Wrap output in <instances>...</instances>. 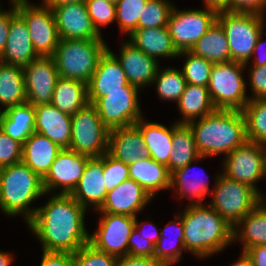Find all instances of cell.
<instances>
[{
	"label": "cell",
	"instance_id": "cell-4",
	"mask_svg": "<svg viewBox=\"0 0 266 266\" xmlns=\"http://www.w3.org/2000/svg\"><path fill=\"white\" fill-rule=\"evenodd\" d=\"M44 195L42 178L22 161L0 169V209L6 216L23 215L28 223L38 209L29 205Z\"/></svg>",
	"mask_w": 266,
	"mask_h": 266
},
{
	"label": "cell",
	"instance_id": "cell-58",
	"mask_svg": "<svg viewBox=\"0 0 266 266\" xmlns=\"http://www.w3.org/2000/svg\"><path fill=\"white\" fill-rule=\"evenodd\" d=\"M13 258L11 253L0 251V266H10Z\"/></svg>",
	"mask_w": 266,
	"mask_h": 266
},
{
	"label": "cell",
	"instance_id": "cell-42",
	"mask_svg": "<svg viewBox=\"0 0 266 266\" xmlns=\"http://www.w3.org/2000/svg\"><path fill=\"white\" fill-rule=\"evenodd\" d=\"M148 0H118L116 3V22L122 33L131 34L138 29V21Z\"/></svg>",
	"mask_w": 266,
	"mask_h": 266
},
{
	"label": "cell",
	"instance_id": "cell-51",
	"mask_svg": "<svg viewBox=\"0 0 266 266\" xmlns=\"http://www.w3.org/2000/svg\"><path fill=\"white\" fill-rule=\"evenodd\" d=\"M11 10H2L0 7V54L5 48L8 38L10 21L17 14L16 4H12Z\"/></svg>",
	"mask_w": 266,
	"mask_h": 266
},
{
	"label": "cell",
	"instance_id": "cell-43",
	"mask_svg": "<svg viewBox=\"0 0 266 266\" xmlns=\"http://www.w3.org/2000/svg\"><path fill=\"white\" fill-rule=\"evenodd\" d=\"M117 258L96 249L90 243L73 253V266H116Z\"/></svg>",
	"mask_w": 266,
	"mask_h": 266
},
{
	"label": "cell",
	"instance_id": "cell-10",
	"mask_svg": "<svg viewBox=\"0 0 266 266\" xmlns=\"http://www.w3.org/2000/svg\"><path fill=\"white\" fill-rule=\"evenodd\" d=\"M217 14V9L208 6H205L204 10H178L173 6L167 28L176 50L190 51L217 21Z\"/></svg>",
	"mask_w": 266,
	"mask_h": 266
},
{
	"label": "cell",
	"instance_id": "cell-7",
	"mask_svg": "<svg viewBox=\"0 0 266 266\" xmlns=\"http://www.w3.org/2000/svg\"><path fill=\"white\" fill-rule=\"evenodd\" d=\"M214 190L212 189L211 206L232 227L253 210L262 196L249 185L217 174Z\"/></svg>",
	"mask_w": 266,
	"mask_h": 266
},
{
	"label": "cell",
	"instance_id": "cell-56",
	"mask_svg": "<svg viewBox=\"0 0 266 266\" xmlns=\"http://www.w3.org/2000/svg\"><path fill=\"white\" fill-rule=\"evenodd\" d=\"M86 0H43L45 6L53 9L54 7L61 6L64 4H73V3H85Z\"/></svg>",
	"mask_w": 266,
	"mask_h": 266
},
{
	"label": "cell",
	"instance_id": "cell-47",
	"mask_svg": "<svg viewBox=\"0 0 266 266\" xmlns=\"http://www.w3.org/2000/svg\"><path fill=\"white\" fill-rule=\"evenodd\" d=\"M155 245L134 228L128 240V255L154 257Z\"/></svg>",
	"mask_w": 266,
	"mask_h": 266
},
{
	"label": "cell",
	"instance_id": "cell-44",
	"mask_svg": "<svg viewBox=\"0 0 266 266\" xmlns=\"http://www.w3.org/2000/svg\"><path fill=\"white\" fill-rule=\"evenodd\" d=\"M85 3L94 28L102 35L100 28L116 20V4L108 0H86Z\"/></svg>",
	"mask_w": 266,
	"mask_h": 266
},
{
	"label": "cell",
	"instance_id": "cell-19",
	"mask_svg": "<svg viewBox=\"0 0 266 266\" xmlns=\"http://www.w3.org/2000/svg\"><path fill=\"white\" fill-rule=\"evenodd\" d=\"M127 84L129 82L120 62L107 49L100 57L97 68L87 84L88 102L94 105L101 97H104V92L124 90Z\"/></svg>",
	"mask_w": 266,
	"mask_h": 266
},
{
	"label": "cell",
	"instance_id": "cell-57",
	"mask_svg": "<svg viewBox=\"0 0 266 266\" xmlns=\"http://www.w3.org/2000/svg\"><path fill=\"white\" fill-rule=\"evenodd\" d=\"M227 2L228 0H204V6L227 11Z\"/></svg>",
	"mask_w": 266,
	"mask_h": 266
},
{
	"label": "cell",
	"instance_id": "cell-38",
	"mask_svg": "<svg viewBox=\"0 0 266 266\" xmlns=\"http://www.w3.org/2000/svg\"><path fill=\"white\" fill-rule=\"evenodd\" d=\"M242 113L247 140L266 146V98L250 99Z\"/></svg>",
	"mask_w": 266,
	"mask_h": 266
},
{
	"label": "cell",
	"instance_id": "cell-35",
	"mask_svg": "<svg viewBox=\"0 0 266 266\" xmlns=\"http://www.w3.org/2000/svg\"><path fill=\"white\" fill-rule=\"evenodd\" d=\"M27 102L23 67L0 62V104L5 111Z\"/></svg>",
	"mask_w": 266,
	"mask_h": 266
},
{
	"label": "cell",
	"instance_id": "cell-1",
	"mask_svg": "<svg viewBox=\"0 0 266 266\" xmlns=\"http://www.w3.org/2000/svg\"><path fill=\"white\" fill-rule=\"evenodd\" d=\"M86 211L70 194L55 193L38 207L27 225L41 242L42 251L76 253L89 243Z\"/></svg>",
	"mask_w": 266,
	"mask_h": 266
},
{
	"label": "cell",
	"instance_id": "cell-14",
	"mask_svg": "<svg viewBox=\"0 0 266 266\" xmlns=\"http://www.w3.org/2000/svg\"><path fill=\"white\" fill-rule=\"evenodd\" d=\"M98 222L95 232L89 235V243L116 258L128 255V240L135 226V217L101 213Z\"/></svg>",
	"mask_w": 266,
	"mask_h": 266
},
{
	"label": "cell",
	"instance_id": "cell-32",
	"mask_svg": "<svg viewBox=\"0 0 266 266\" xmlns=\"http://www.w3.org/2000/svg\"><path fill=\"white\" fill-rule=\"evenodd\" d=\"M177 106L183 118L177 122L178 124H188L216 110L208 87L193 84H186L184 92L177 102Z\"/></svg>",
	"mask_w": 266,
	"mask_h": 266
},
{
	"label": "cell",
	"instance_id": "cell-23",
	"mask_svg": "<svg viewBox=\"0 0 266 266\" xmlns=\"http://www.w3.org/2000/svg\"><path fill=\"white\" fill-rule=\"evenodd\" d=\"M108 153L126 165L150 157L140 129L135 124L110 130Z\"/></svg>",
	"mask_w": 266,
	"mask_h": 266
},
{
	"label": "cell",
	"instance_id": "cell-48",
	"mask_svg": "<svg viewBox=\"0 0 266 266\" xmlns=\"http://www.w3.org/2000/svg\"><path fill=\"white\" fill-rule=\"evenodd\" d=\"M249 71L248 76L253 94L250 99L266 98V65L252 66Z\"/></svg>",
	"mask_w": 266,
	"mask_h": 266
},
{
	"label": "cell",
	"instance_id": "cell-8",
	"mask_svg": "<svg viewBox=\"0 0 266 266\" xmlns=\"http://www.w3.org/2000/svg\"><path fill=\"white\" fill-rule=\"evenodd\" d=\"M245 68V64L234 61L213 65L207 87L216 109L242 111L249 102L242 76Z\"/></svg>",
	"mask_w": 266,
	"mask_h": 266
},
{
	"label": "cell",
	"instance_id": "cell-34",
	"mask_svg": "<svg viewBox=\"0 0 266 266\" xmlns=\"http://www.w3.org/2000/svg\"><path fill=\"white\" fill-rule=\"evenodd\" d=\"M190 52L213 64L231 61L228 40L222 26L217 21L196 42Z\"/></svg>",
	"mask_w": 266,
	"mask_h": 266
},
{
	"label": "cell",
	"instance_id": "cell-31",
	"mask_svg": "<svg viewBox=\"0 0 266 266\" xmlns=\"http://www.w3.org/2000/svg\"><path fill=\"white\" fill-rule=\"evenodd\" d=\"M88 103V90L85 82L58 77L51 102L53 106L72 116Z\"/></svg>",
	"mask_w": 266,
	"mask_h": 266
},
{
	"label": "cell",
	"instance_id": "cell-45",
	"mask_svg": "<svg viewBox=\"0 0 266 266\" xmlns=\"http://www.w3.org/2000/svg\"><path fill=\"white\" fill-rule=\"evenodd\" d=\"M103 174L107 192L130 178L128 165L116 160L108 152L103 154Z\"/></svg>",
	"mask_w": 266,
	"mask_h": 266
},
{
	"label": "cell",
	"instance_id": "cell-46",
	"mask_svg": "<svg viewBox=\"0 0 266 266\" xmlns=\"http://www.w3.org/2000/svg\"><path fill=\"white\" fill-rule=\"evenodd\" d=\"M22 145L0 129V169L21 162Z\"/></svg>",
	"mask_w": 266,
	"mask_h": 266
},
{
	"label": "cell",
	"instance_id": "cell-41",
	"mask_svg": "<svg viewBox=\"0 0 266 266\" xmlns=\"http://www.w3.org/2000/svg\"><path fill=\"white\" fill-rule=\"evenodd\" d=\"M169 0H148L138 21V29L164 27L173 8Z\"/></svg>",
	"mask_w": 266,
	"mask_h": 266
},
{
	"label": "cell",
	"instance_id": "cell-20",
	"mask_svg": "<svg viewBox=\"0 0 266 266\" xmlns=\"http://www.w3.org/2000/svg\"><path fill=\"white\" fill-rule=\"evenodd\" d=\"M70 195L86 209L92 206L96 211L102 206L107 196L103 155L88 159L83 175Z\"/></svg>",
	"mask_w": 266,
	"mask_h": 266
},
{
	"label": "cell",
	"instance_id": "cell-50",
	"mask_svg": "<svg viewBox=\"0 0 266 266\" xmlns=\"http://www.w3.org/2000/svg\"><path fill=\"white\" fill-rule=\"evenodd\" d=\"M40 266H73V253L43 251Z\"/></svg>",
	"mask_w": 266,
	"mask_h": 266
},
{
	"label": "cell",
	"instance_id": "cell-26",
	"mask_svg": "<svg viewBox=\"0 0 266 266\" xmlns=\"http://www.w3.org/2000/svg\"><path fill=\"white\" fill-rule=\"evenodd\" d=\"M128 36L130 38L128 41L131 44L157 61L158 57L176 58L179 55V52L173 45L167 26L135 29Z\"/></svg>",
	"mask_w": 266,
	"mask_h": 266
},
{
	"label": "cell",
	"instance_id": "cell-18",
	"mask_svg": "<svg viewBox=\"0 0 266 266\" xmlns=\"http://www.w3.org/2000/svg\"><path fill=\"white\" fill-rule=\"evenodd\" d=\"M58 33L62 39H103L93 26L86 3L54 7Z\"/></svg>",
	"mask_w": 266,
	"mask_h": 266
},
{
	"label": "cell",
	"instance_id": "cell-13",
	"mask_svg": "<svg viewBox=\"0 0 266 266\" xmlns=\"http://www.w3.org/2000/svg\"><path fill=\"white\" fill-rule=\"evenodd\" d=\"M138 91L132 84H127L124 90L104 92V97L94 104L102 122L110 130L133 125L143 117Z\"/></svg>",
	"mask_w": 266,
	"mask_h": 266
},
{
	"label": "cell",
	"instance_id": "cell-11",
	"mask_svg": "<svg viewBox=\"0 0 266 266\" xmlns=\"http://www.w3.org/2000/svg\"><path fill=\"white\" fill-rule=\"evenodd\" d=\"M223 160V175L249 185L262 196L255 183L265 177L266 146L247 140Z\"/></svg>",
	"mask_w": 266,
	"mask_h": 266
},
{
	"label": "cell",
	"instance_id": "cell-21",
	"mask_svg": "<svg viewBox=\"0 0 266 266\" xmlns=\"http://www.w3.org/2000/svg\"><path fill=\"white\" fill-rule=\"evenodd\" d=\"M120 57H117L108 47V50L120 62L129 84L138 89L152 85L159 68V62L137 49L128 40L121 44Z\"/></svg>",
	"mask_w": 266,
	"mask_h": 266
},
{
	"label": "cell",
	"instance_id": "cell-49",
	"mask_svg": "<svg viewBox=\"0 0 266 266\" xmlns=\"http://www.w3.org/2000/svg\"><path fill=\"white\" fill-rule=\"evenodd\" d=\"M266 0H228L227 11L253 12L265 15Z\"/></svg>",
	"mask_w": 266,
	"mask_h": 266
},
{
	"label": "cell",
	"instance_id": "cell-12",
	"mask_svg": "<svg viewBox=\"0 0 266 266\" xmlns=\"http://www.w3.org/2000/svg\"><path fill=\"white\" fill-rule=\"evenodd\" d=\"M16 10L27 24L36 53L40 57L52 56L60 41L53 10L30 2L16 4Z\"/></svg>",
	"mask_w": 266,
	"mask_h": 266
},
{
	"label": "cell",
	"instance_id": "cell-9",
	"mask_svg": "<svg viewBox=\"0 0 266 266\" xmlns=\"http://www.w3.org/2000/svg\"><path fill=\"white\" fill-rule=\"evenodd\" d=\"M71 149L89 157H101L109 149L110 129L102 122L96 107L88 103L71 116Z\"/></svg>",
	"mask_w": 266,
	"mask_h": 266
},
{
	"label": "cell",
	"instance_id": "cell-29",
	"mask_svg": "<svg viewBox=\"0 0 266 266\" xmlns=\"http://www.w3.org/2000/svg\"><path fill=\"white\" fill-rule=\"evenodd\" d=\"M236 240L243 243L242 253L250 247L266 245V205L262 201L233 227V241Z\"/></svg>",
	"mask_w": 266,
	"mask_h": 266
},
{
	"label": "cell",
	"instance_id": "cell-37",
	"mask_svg": "<svg viewBox=\"0 0 266 266\" xmlns=\"http://www.w3.org/2000/svg\"><path fill=\"white\" fill-rule=\"evenodd\" d=\"M192 163L194 162H190L188 165L171 174L170 188H176L177 195H179L181 199L187 196L189 198L190 205L204 204V198L207 196L209 191L211 193L208 182L209 180H203L200 176L195 178L189 177Z\"/></svg>",
	"mask_w": 266,
	"mask_h": 266
},
{
	"label": "cell",
	"instance_id": "cell-3",
	"mask_svg": "<svg viewBox=\"0 0 266 266\" xmlns=\"http://www.w3.org/2000/svg\"><path fill=\"white\" fill-rule=\"evenodd\" d=\"M198 153L203 157L227 156L247 141L242 111L216 109L201 119L188 123Z\"/></svg>",
	"mask_w": 266,
	"mask_h": 266
},
{
	"label": "cell",
	"instance_id": "cell-30",
	"mask_svg": "<svg viewBox=\"0 0 266 266\" xmlns=\"http://www.w3.org/2000/svg\"><path fill=\"white\" fill-rule=\"evenodd\" d=\"M144 121L142 117L135 125L140 129L150 157L167 166L173 149V125L167 128L160 123Z\"/></svg>",
	"mask_w": 266,
	"mask_h": 266
},
{
	"label": "cell",
	"instance_id": "cell-54",
	"mask_svg": "<svg viewBox=\"0 0 266 266\" xmlns=\"http://www.w3.org/2000/svg\"><path fill=\"white\" fill-rule=\"evenodd\" d=\"M145 224L143 222H138L137 221V217H135V226L134 228L138 231L139 234L145 236L149 241H151L154 245L159 241L160 239V228L158 229L153 223L150 224V229H146L144 230V226ZM141 227V228H140ZM141 229V230H140ZM149 233V234H148Z\"/></svg>",
	"mask_w": 266,
	"mask_h": 266
},
{
	"label": "cell",
	"instance_id": "cell-22",
	"mask_svg": "<svg viewBox=\"0 0 266 266\" xmlns=\"http://www.w3.org/2000/svg\"><path fill=\"white\" fill-rule=\"evenodd\" d=\"M39 57L33 47L27 24L17 13L10 21L8 38L0 54V62L25 67Z\"/></svg>",
	"mask_w": 266,
	"mask_h": 266
},
{
	"label": "cell",
	"instance_id": "cell-6",
	"mask_svg": "<svg viewBox=\"0 0 266 266\" xmlns=\"http://www.w3.org/2000/svg\"><path fill=\"white\" fill-rule=\"evenodd\" d=\"M264 18L259 13L218 10L217 22L228 40L231 61L247 66L258 36L264 31Z\"/></svg>",
	"mask_w": 266,
	"mask_h": 266
},
{
	"label": "cell",
	"instance_id": "cell-27",
	"mask_svg": "<svg viewBox=\"0 0 266 266\" xmlns=\"http://www.w3.org/2000/svg\"><path fill=\"white\" fill-rule=\"evenodd\" d=\"M128 168L130 179L141 185L152 198L160 190L171 187V174L167 166L151 157L140 159L128 165Z\"/></svg>",
	"mask_w": 266,
	"mask_h": 266
},
{
	"label": "cell",
	"instance_id": "cell-61",
	"mask_svg": "<svg viewBox=\"0 0 266 266\" xmlns=\"http://www.w3.org/2000/svg\"><path fill=\"white\" fill-rule=\"evenodd\" d=\"M266 199L264 198V194L262 195V202L266 205ZM265 201V202H264Z\"/></svg>",
	"mask_w": 266,
	"mask_h": 266
},
{
	"label": "cell",
	"instance_id": "cell-53",
	"mask_svg": "<svg viewBox=\"0 0 266 266\" xmlns=\"http://www.w3.org/2000/svg\"><path fill=\"white\" fill-rule=\"evenodd\" d=\"M244 254L254 266H266V245H257L248 248Z\"/></svg>",
	"mask_w": 266,
	"mask_h": 266
},
{
	"label": "cell",
	"instance_id": "cell-60",
	"mask_svg": "<svg viewBox=\"0 0 266 266\" xmlns=\"http://www.w3.org/2000/svg\"><path fill=\"white\" fill-rule=\"evenodd\" d=\"M28 0H10L11 4L26 3Z\"/></svg>",
	"mask_w": 266,
	"mask_h": 266
},
{
	"label": "cell",
	"instance_id": "cell-39",
	"mask_svg": "<svg viewBox=\"0 0 266 266\" xmlns=\"http://www.w3.org/2000/svg\"><path fill=\"white\" fill-rule=\"evenodd\" d=\"M153 83H156V91L160 99L176 101V103L179 101L187 84L182 70L170 67L164 68L163 71L159 67Z\"/></svg>",
	"mask_w": 266,
	"mask_h": 266
},
{
	"label": "cell",
	"instance_id": "cell-16",
	"mask_svg": "<svg viewBox=\"0 0 266 266\" xmlns=\"http://www.w3.org/2000/svg\"><path fill=\"white\" fill-rule=\"evenodd\" d=\"M27 102L34 107L51 104L56 81L59 77L51 56L39 57L23 67Z\"/></svg>",
	"mask_w": 266,
	"mask_h": 266
},
{
	"label": "cell",
	"instance_id": "cell-40",
	"mask_svg": "<svg viewBox=\"0 0 266 266\" xmlns=\"http://www.w3.org/2000/svg\"><path fill=\"white\" fill-rule=\"evenodd\" d=\"M186 56L182 72L187 84L202 85L207 87L213 63L197 56L190 51L179 52L178 57Z\"/></svg>",
	"mask_w": 266,
	"mask_h": 266
},
{
	"label": "cell",
	"instance_id": "cell-55",
	"mask_svg": "<svg viewBox=\"0 0 266 266\" xmlns=\"http://www.w3.org/2000/svg\"><path fill=\"white\" fill-rule=\"evenodd\" d=\"M263 33L262 32L259 36H258V39L256 41V45L254 47V50H253V53H252V57L257 53L258 50H261V48L263 47ZM264 52V56L261 55V56H258V57H255L253 60V65L252 66H264L266 65V53L265 51Z\"/></svg>",
	"mask_w": 266,
	"mask_h": 266
},
{
	"label": "cell",
	"instance_id": "cell-17",
	"mask_svg": "<svg viewBox=\"0 0 266 266\" xmlns=\"http://www.w3.org/2000/svg\"><path fill=\"white\" fill-rule=\"evenodd\" d=\"M152 197L133 179H127L107 192L106 199L97 210L98 213H110L136 217L151 202Z\"/></svg>",
	"mask_w": 266,
	"mask_h": 266
},
{
	"label": "cell",
	"instance_id": "cell-33",
	"mask_svg": "<svg viewBox=\"0 0 266 266\" xmlns=\"http://www.w3.org/2000/svg\"><path fill=\"white\" fill-rule=\"evenodd\" d=\"M172 153L167 168L172 174L190 162L201 160L203 156L197 151L194 134L188 124H173Z\"/></svg>",
	"mask_w": 266,
	"mask_h": 266
},
{
	"label": "cell",
	"instance_id": "cell-2",
	"mask_svg": "<svg viewBox=\"0 0 266 266\" xmlns=\"http://www.w3.org/2000/svg\"><path fill=\"white\" fill-rule=\"evenodd\" d=\"M186 251L207 258L221 252L233 241V227L211 206L188 204L182 215Z\"/></svg>",
	"mask_w": 266,
	"mask_h": 266
},
{
	"label": "cell",
	"instance_id": "cell-15",
	"mask_svg": "<svg viewBox=\"0 0 266 266\" xmlns=\"http://www.w3.org/2000/svg\"><path fill=\"white\" fill-rule=\"evenodd\" d=\"M89 158L85 154L63 148L42 178L45 193L60 188L59 194H70L82 177Z\"/></svg>",
	"mask_w": 266,
	"mask_h": 266
},
{
	"label": "cell",
	"instance_id": "cell-36",
	"mask_svg": "<svg viewBox=\"0 0 266 266\" xmlns=\"http://www.w3.org/2000/svg\"><path fill=\"white\" fill-rule=\"evenodd\" d=\"M177 220H173L170 223H167L166 227L160 228V239L155 244V251H154V257L163 262L166 266H173L174 263L179 262V260L182 257V251L186 252V249L184 247V227H183V221L179 214H177L176 217ZM173 233L175 234V238H173V241H176V244L174 246H170L168 244V241L170 238L166 234ZM167 236V237H166ZM174 237V236H173ZM170 242V241H169ZM168 245V246H167ZM179 245V246H178Z\"/></svg>",
	"mask_w": 266,
	"mask_h": 266
},
{
	"label": "cell",
	"instance_id": "cell-24",
	"mask_svg": "<svg viewBox=\"0 0 266 266\" xmlns=\"http://www.w3.org/2000/svg\"><path fill=\"white\" fill-rule=\"evenodd\" d=\"M35 132L48 137L63 148H69L72 125L71 115L60 111L52 104L35 106Z\"/></svg>",
	"mask_w": 266,
	"mask_h": 266
},
{
	"label": "cell",
	"instance_id": "cell-28",
	"mask_svg": "<svg viewBox=\"0 0 266 266\" xmlns=\"http://www.w3.org/2000/svg\"><path fill=\"white\" fill-rule=\"evenodd\" d=\"M35 120L34 106L25 102L3 111L0 129L23 145L35 132Z\"/></svg>",
	"mask_w": 266,
	"mask_h": 266
},
{
	"label": "cell",
	"instance_id": "cell-25",
	"mask_svg": "<svg viewBox=\"0 0 266 266\" xmlns=\"http://www.w3.org/2000/svg\"><path fill=\"white\" fill-rule=\"evenodd\" d=\"M61 150L48 137L34 132L22 145L21 161L43 178Z\"/></svg>",
	"mask_w": 266,
	"mask_h": 266
},
{
	"label": "cell",
	"instance_id": "cell-62",
	"mask_svg": "<svg viewBox=\"0 0 266 266\" xmlns=\"http://www.w3.org/2000/svg\"><path fill=\"white\" fill-rule=\"evenodd\" d=\"M2 114H3V111H1V109H0V126H1V116H2Z\"/></svg>",
	"mask_w": 266,
	"mask_h": 266
},
{
	"label": "cell",
	"instance_id": "cell-52",
	"mask_svg": "<svg viewBox=\"0 0 266 266\" xmlns=\"http://www.w3.org/2000/svg\"><path fill=\"white\" fill-rule=\"evenodd\" d=\"M116 266H166L155 257H140L126 255L117 258Z\"/></svg>",
	"mask_w": 266,
	"mask_h": 266
},
{
	"label": "cell",
	"instance_id": "cell-59",
	"mask_svg": "<svg viewBox=\"0 0 266 266\" xmlns=\"http://www.w3.org/2000/svg\"><path fill=\"white\" fill-rule=\"evenodd\" d=\"M230 266H254V265L244 253H241L240 259H238V261L231 264Z\"/></svg>",
	"mask_w": 266,
	"mask_h": 266
},
{
	"label": "cell",
	"instance_id": "cell-5",
	"mask_svg": "<svg viewBox=\"0 0 266 266\" xmlns=\"http://www.w3.org/2000/svg\"><path fill=\"white\" fill-rule=\"evenodd\" d=\"M108 49L104 39H62L51 56L58 75L88 84L100 57Z\"/></svg>",
	"mask_w": 266,
	"mask_h": 266
},
{
	"label": "cell",
	"instance_id": "cell-63",
	"mask_svg": "<svg viewBox=\"0 0 266 266\" xmlns=\"http://www.w3.org/2000/svg\"><path fill=\"white\" fill-rule=\"evenodd\" d=\"M108 1H111V2H113L115 4L118 2V0H108Z\"/></svg>",
	"mask_w": 266,
	"mask_h": 266
}]
</instances>
